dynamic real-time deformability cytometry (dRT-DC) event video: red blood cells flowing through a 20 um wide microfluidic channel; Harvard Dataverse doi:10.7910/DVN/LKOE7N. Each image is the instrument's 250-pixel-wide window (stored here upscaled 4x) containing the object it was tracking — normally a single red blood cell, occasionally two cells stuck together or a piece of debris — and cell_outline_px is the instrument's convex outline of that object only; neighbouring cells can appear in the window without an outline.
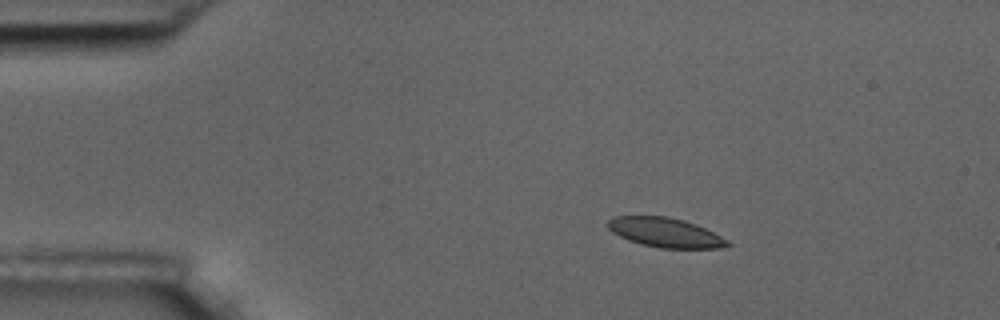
{"species": "common noctule bat (a hibernating species)", "species_latin": "Nyctalus noctula", "temperature_condition": "room temperature", "stored_images_in_passage": 5, "segment_of_instrument_passage": [1, 2], "camera_frame_rate_fps": 3000, "um_per_image_px": 0.085, "animal": {"sex": "male", "body_mass_g": 17.5, "forearm_length_mm": 52.3}, "frame": {"image": 1, "passage_image": 3, "time_ms": 0.667, "image_size_px": [1000, 320], "cell_outline_px": [[732, 244], [720, 248], [660, 248], [640, 244], [628, 240], [612, 232], [608, 228], [608, 220], [612, 216], [668, 216], [684, 220], [696, 224], [728, 240]], "centroid_in_image_um": [56.53, 19.76], "position_along_channel_um": 28.5, "area_um2": 20.52}}